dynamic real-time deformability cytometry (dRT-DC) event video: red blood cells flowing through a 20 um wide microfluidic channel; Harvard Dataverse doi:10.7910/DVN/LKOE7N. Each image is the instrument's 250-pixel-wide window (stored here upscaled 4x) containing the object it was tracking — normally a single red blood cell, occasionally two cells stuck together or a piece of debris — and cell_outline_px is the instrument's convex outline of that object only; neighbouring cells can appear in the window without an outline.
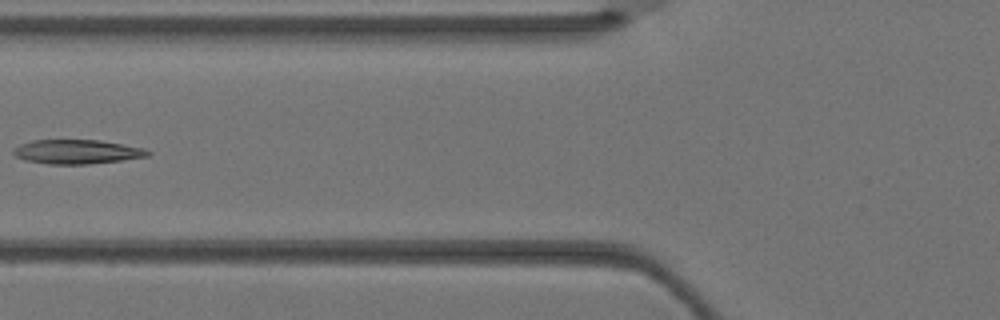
{"species": "Egyptian fruit bat (a non-hibernating species)", "species_latin": "Rousettus aegyptiacus", "temperature_condition": "warm", "stored_images_in_passage": 4, "camera_frame_rate_fps": 3000, "um_per_image_px": 0.085, "animal": {"sex": "female"}, "frame": {"image": 1, "passage_image": 4, "time_ms": 1.0, "image_size_px": [1000, 320], "cell_outline_px": [[152, 152], [148, 156], [120, 160], [88, 164], [48, 164], [24, 160], [16, 156], [12, 152], [12, 148], [20, 144], [32, 140], [100, 140], [144, 148]], "centroid_in_image_um": [6.5, 12.89], "position_along_channel_um": 119.3, "area_um2": 18.96}}